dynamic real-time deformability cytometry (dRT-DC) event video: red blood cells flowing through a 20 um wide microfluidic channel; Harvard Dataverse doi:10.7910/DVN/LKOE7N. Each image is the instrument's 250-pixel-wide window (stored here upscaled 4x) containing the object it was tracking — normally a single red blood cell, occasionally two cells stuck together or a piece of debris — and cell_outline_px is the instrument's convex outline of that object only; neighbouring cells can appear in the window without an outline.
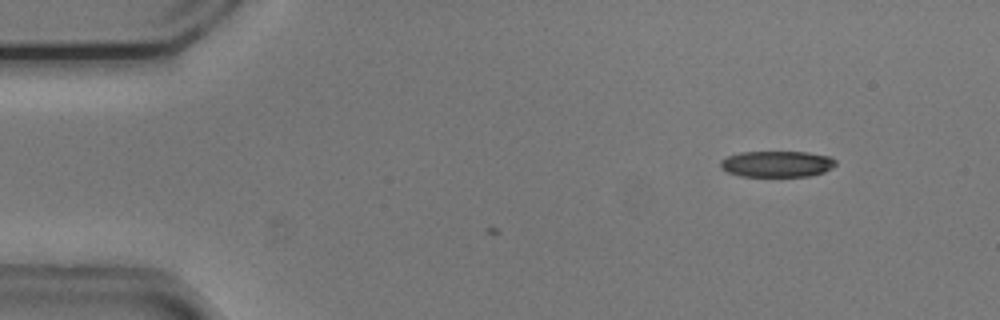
{"species": "common noctule bat (a hibernating species)", "species_latin": "Nyctalus noctula", "temperature_condition": "cold", "stored_images_in_passage": 5, "camera_frame_rate_fps": 3000, "um_per_image_px": 0.085, "animal": {"sex": "male", "body_mass_g": 20.5, "forearm_length_mm": 52.5}, "frame": {"image": 1, "passage_image": 2, "time_ms": 0.333, "image_size_px": [1000, 320], "cell_outline_px": [[836, 164], [832, 168], [824, 172], [808, 176], [740, 176], [728, 172], [720, 168], [720, 160], [728, 156], [740, 152], [808, 152], [832, 156], [836, 160]], "centroid_in_image_um": [66.06, 13.93], "position_along_channel_um": 18.9, "area_um2": 17.69}}